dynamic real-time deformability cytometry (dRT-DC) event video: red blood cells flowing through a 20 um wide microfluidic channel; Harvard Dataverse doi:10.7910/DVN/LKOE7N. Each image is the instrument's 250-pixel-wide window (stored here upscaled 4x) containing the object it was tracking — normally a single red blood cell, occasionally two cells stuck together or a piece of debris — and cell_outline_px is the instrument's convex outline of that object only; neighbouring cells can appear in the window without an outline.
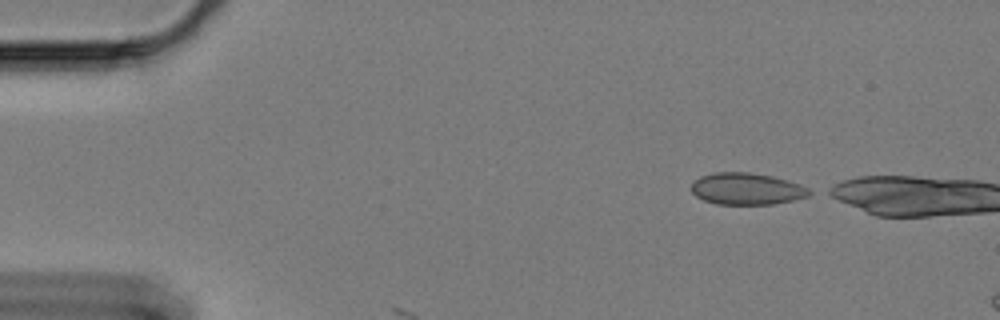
{"species": "Egyptian fruit bat (a non-hibernating species)", "species_latin": "Rousettus aegyptiacus", "temperature_condition": "cold", "stored_images_in_passage": 4, "camera_frame_rate_fps": 3000, "um_per_image_px": 0.085, "animal": {"sex": "female"}, "frame": {"image": 1, "passage_image": 1, "time_ms": 0.0, "image_size_px": [1000, 320], "cell_outline_px": [[816, 192], [808, 196], [792, 200], [772, 204], [716, 204], [704, 200], [696, 196], [688, 188], [692, 180], [700, 176], [712, 172], [748, 172], [772, 176], [800, 184]], "centroid_in_image_um": [63.42, 16.04], "position_along_channel_um": 21.6, "area_um2": 22.14}}